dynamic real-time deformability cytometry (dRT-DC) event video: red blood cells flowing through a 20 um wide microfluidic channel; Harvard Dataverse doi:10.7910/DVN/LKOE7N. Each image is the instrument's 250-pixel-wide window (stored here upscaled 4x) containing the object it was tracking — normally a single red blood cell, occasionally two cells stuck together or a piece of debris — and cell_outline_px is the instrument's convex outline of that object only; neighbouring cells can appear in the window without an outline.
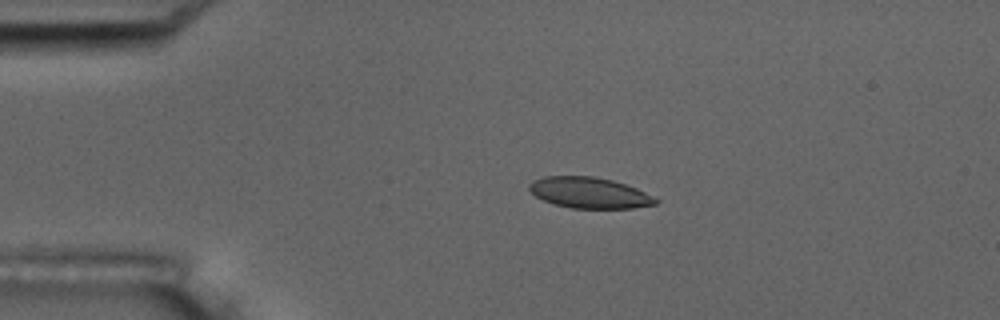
{"species": "common noctule bat (a hibernating species)", "species_latin": "Nyctalus noctula", "temperature_condition": "room temperature", "stored_images_in_passage": 4, "camera_frame_rate_fps": 3000, "um_per_image_px": 0.085, "animal": {"sex": "male", "body_mass_g": 17.5, "forearm_length_mm": 52.3}, "frame": {"image": 1, "passage_image": 3, "time_ms": 0.667, "image_size_px": [1000, 320], "cell_outline_px": [[660, 200], [656, 204], [632, 208], [572, 208], [556, 204], [544, 200], [536, 196], [528, 188], [528, 184], [532, 180], [544, 176], [592, 176], [612, 180], [636, 188]], "centroid_in_image_um": [50.08, 16.38], "position_along_channel_um": 34.9, "area_um2": 22.6}}